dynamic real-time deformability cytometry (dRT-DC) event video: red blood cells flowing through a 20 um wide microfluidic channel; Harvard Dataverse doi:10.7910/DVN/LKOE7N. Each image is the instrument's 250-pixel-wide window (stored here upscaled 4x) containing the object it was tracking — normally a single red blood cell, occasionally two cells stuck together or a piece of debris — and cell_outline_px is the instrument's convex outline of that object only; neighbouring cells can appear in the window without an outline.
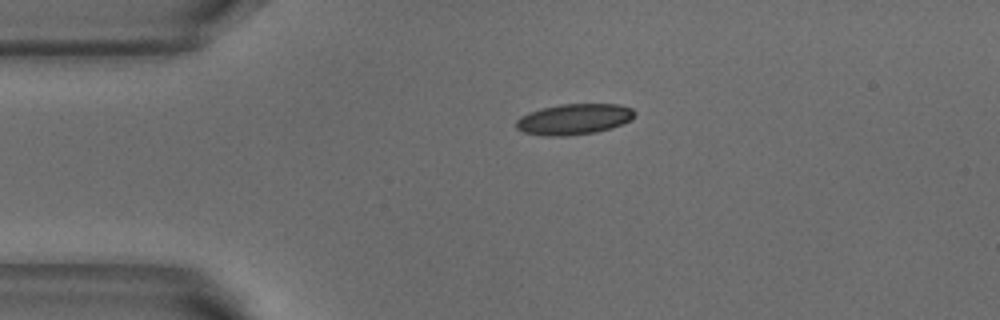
{"species": "common noctule bat (a hibernating species)", "species_latin": "Nyctalus noctula", "temperature_condition": "warm", "stored_images_in_passage": 2, "camera_frame_rate_fps": 3000, "um_per_image_px": 0.085, "animal": {"sex": "male", "body_mass_g": 18.8}, "frame": {"image": 1, "passage_image": 1, "time_ms": 0.0, "image_size_px": [1000, 320], "cell_outline_px": [[636, 112], [628, 120], [612, 128], [596, 132], [568, 136], [544, 136], [524, 132], [516, 128], [516, 120], [520, 116], [528, 112], [540, 108], [560, 104], [620, 104], [632, 108]], "centroid_in_image_um": [48.75, 10.13], "position_along_channel_um": 36.3, "area_um2": 21.33}}